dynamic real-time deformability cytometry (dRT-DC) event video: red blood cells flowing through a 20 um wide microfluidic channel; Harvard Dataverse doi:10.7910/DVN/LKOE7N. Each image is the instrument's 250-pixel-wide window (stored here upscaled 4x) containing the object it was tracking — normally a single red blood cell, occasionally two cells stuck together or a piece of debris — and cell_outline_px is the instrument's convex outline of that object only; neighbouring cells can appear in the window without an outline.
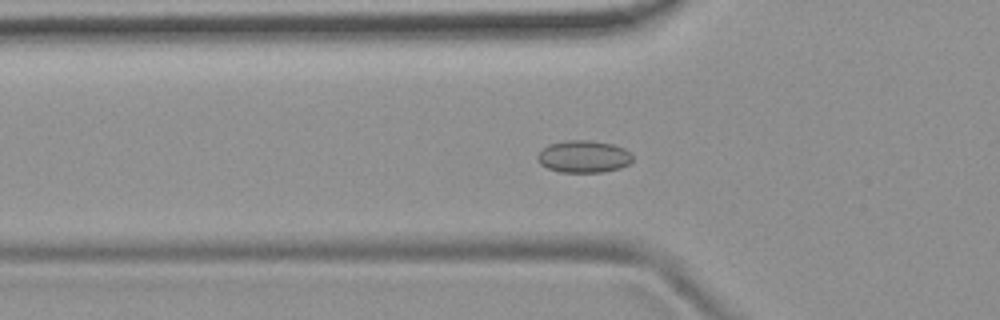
{"species": "common noctule bat (a hibernating species)", "species_latin": "Nyctalus noctula", "temperature_condition": "room temperature", "stored_images_in_passage": 54, "camera_frame_rate_fps": 3000, "um_per_image_px": 0.085, "animal": {"sex": "female", "body_mass_g": 19.9}, "frame": {"image": 1, "passage_image": 19, "time_ms": 6.0, "image_size_px": [1000, 320], "cell_outline_px": [[632, 160], [628, 164], [620, 168], [604, 172], [560, 172], [548, 168], [540, 164], [536, 160], [536, 156], [548, 144], [564, 140], [592, 140], [612, 144], [624, 148], [632, 152]], "centroid_in_image_um": [49.61, 13.3], "position_along_channel_um": 76.2, "area_um2": 18.03}}
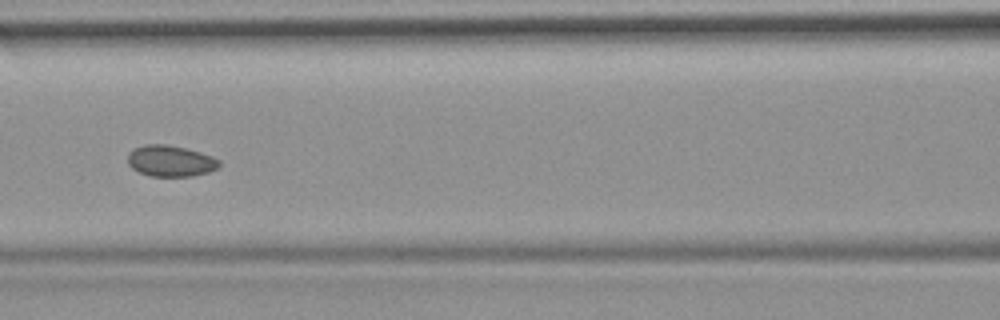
{"frame": {"image": 2, "passage_image": 25, "time_ms": 8.0, "image_size_px": [1000, 320], "cell_outline_px": [[220, 164], [216, 168], [208, 172], [192, 176], [152, 176], [140, 172], [132, 168], [128, 164], [128, 152], [132, 148], [144, 144], [168, 144], [188, 148], [212, 156], [220, 160]], "centroid_in_image_um": [14.47, 13.66], "position_along_channel_um": 152.1, "area_um2": 16.76}}
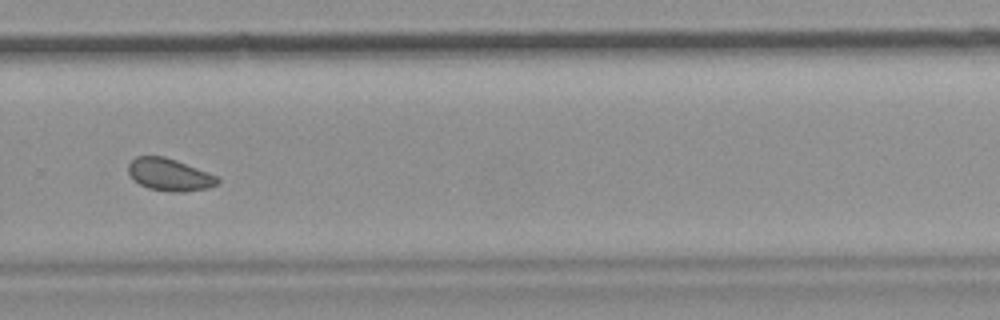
{"frame": {"image": 3, "passage_image": 38, "time_ms": 12.333, "image_size_px": [1000, 320], "cell_outline_px": [[220, 184], [208, 188], [184, 192], [168, 192], [148, 188], [140, 184], [128, 172], [128, 164], [136, 156], [164, 156], [176, 160], [208, 172], [216, 176], [220, 180]], "centroid_in_image_um": [14.43, 14.85], "position_along_channel_um": 315.4, "area_um2": 16.82}, "authors_computed_cell_mechanics": {"area_um2": 17.0799, "velocity_mm_per_s": 3.7809, "shape_relaxation_time_tau1_ms": null, "shape_relaxation_time_tau2_ms": 2.7924, "deformation_change_tau1": null, "deformation_change_tau2": 0.0549}}